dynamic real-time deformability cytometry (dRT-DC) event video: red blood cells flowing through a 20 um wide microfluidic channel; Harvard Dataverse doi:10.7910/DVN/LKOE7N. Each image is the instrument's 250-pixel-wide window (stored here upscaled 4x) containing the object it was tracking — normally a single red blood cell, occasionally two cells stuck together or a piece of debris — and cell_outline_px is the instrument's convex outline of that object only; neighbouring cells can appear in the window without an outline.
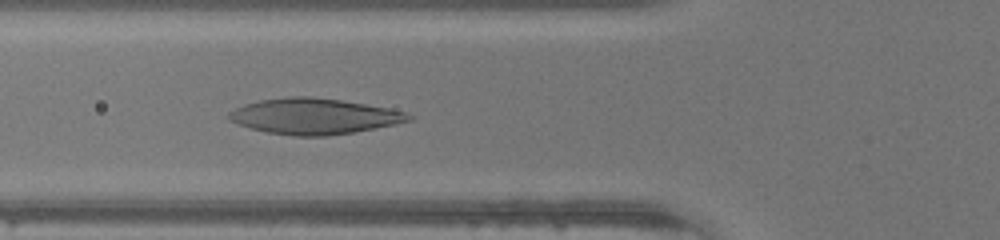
{"species": "human", "species_latin": "Homo sapiens", "temperature_condition": "warm", "stored_images_in_passage": 38, "camera_frame_rate_fps": 3000, "um_per_image_px": 0.085, "donor": {"sex": "male"}, "frame": {"image": 1, "passage_image": 15, "time_ms": 4.667, "image_size_px": [1000, 240], "cell_outline_px": [[416, 116], [412, 120], [396, 124], [352, 132], [328, 136], [292, 136], [268, 132], [252, 128], [228, 120], [228, 112], [244, 104], [260, 100], [292, 96], [312, 96], [340, 100], [388, 108], [408, 112]], "centroid_in_image_um": [26.73, 9.88], "position_along_channel_um": 99.1, "area_um2": 37.4}}
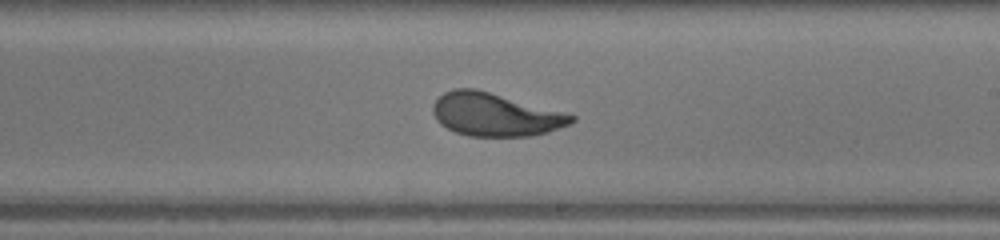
{"frame": {"image": 2, "passage_image": 25, "time_ms": 8.0, "image_size_px": [1000, 240], "cell_outline_px": [[576, 120], [568, 124], [548, 132], [532, 136], [468, 136], [456, 132], [440, 124], [436, 120], [432, 112], [432, 104], [444, 92], [452, 88], [476, 88], [564, 112], [576, 116]], "centroid_in_image_um": [42.06, 9.73], "position_along_channel_um": 246.9, "area_um2": 34.8}}
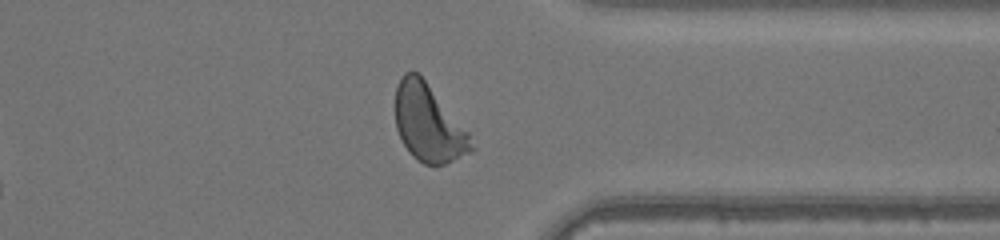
{"frame": {"image": 3, "passage_image": 34, "time_ms": 11.0, "image_size_px": [1000, 240], "cell_outline_px": [[476, 148], [472, 152], [444, 164], [424, 164], [412, 156], [408, 152], [396, 128], [396, 88], [404, 72], [416, 72], [424, 80], [468, 132]], "centroid_in_image_um": [36.42, 10.52], "position_along_channel_um": 375.0, "area_um2": 33.41}}